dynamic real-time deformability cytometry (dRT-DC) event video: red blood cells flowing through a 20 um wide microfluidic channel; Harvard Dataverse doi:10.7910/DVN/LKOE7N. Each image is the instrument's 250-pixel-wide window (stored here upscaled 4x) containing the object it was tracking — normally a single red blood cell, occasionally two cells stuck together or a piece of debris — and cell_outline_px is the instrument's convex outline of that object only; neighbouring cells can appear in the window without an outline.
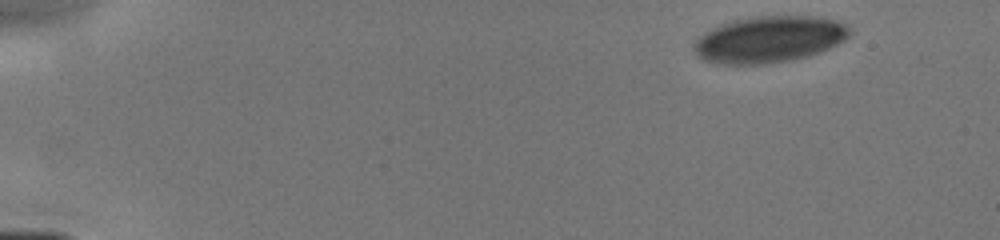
{"species": "human", "species_latin": "Homo sapiens", "temperature_condition": "cold", "stored_images_in_passage": 7, "camera_frame_rate_fps": 3000, "um_per_image_px": 0.085, "donor": {"sex": "male"}, "frame": {"image": 1, "passage_image": 1, "time_ms": 0.0, "image_size_px": [1000, 240], "cell_outline_px": [[852, 32], [844, 40], [820, 52], [808, 56], [788, 60], [764, 64], [716, 64], [704, 60], [696, 56], [692, 48], [692, 44], [704, 32], [720, 24], [732, 20], [756, 16], [812, 16], [836, 20], [844, 24]], "centroid_in_image_um": [65.32, 3.35], "position_along_channel_um": 19.7, "area_um2": 42.25}}
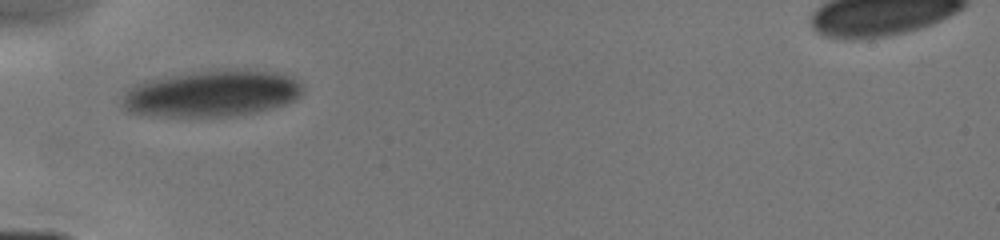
{"frame": {"image": 2, "passage_image": 6, "time_ms": 4.0, "image_size_px": [1000, 240], "cell_outline_px": [[304, 92], [296, 100], [272, 108], [256, 112], [236, 116], [148, 116], [128, 112], [120, 104], [128, 88], [136, 84], [148, 80], [196, 72], [244, 68], [276, 72], [292, 76], [300, 80], [304, 84]], "centroid_in_image_um": [18.08, 7.95], "position_along_channel_um": 66.9, "area_um2": 49.36}}